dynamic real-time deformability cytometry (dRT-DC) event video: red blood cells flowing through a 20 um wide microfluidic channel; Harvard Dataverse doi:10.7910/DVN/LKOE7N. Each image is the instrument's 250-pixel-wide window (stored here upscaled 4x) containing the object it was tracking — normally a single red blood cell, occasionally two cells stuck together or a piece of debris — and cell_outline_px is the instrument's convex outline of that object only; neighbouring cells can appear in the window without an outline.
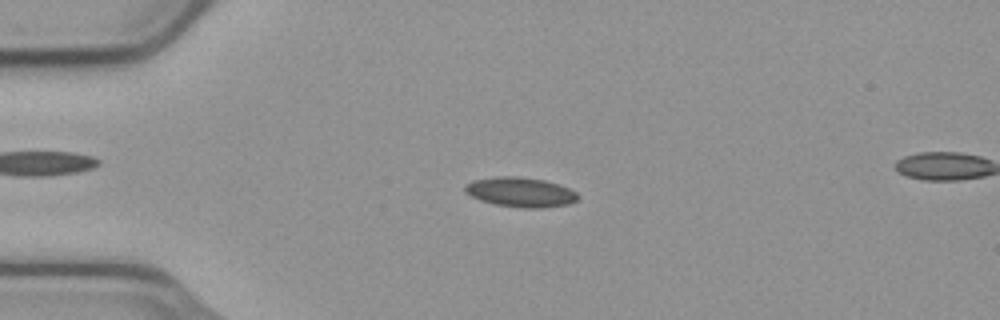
{"species": "common noctule bat (a hibernating species)", "species_latin": "Nyctalus noctula", "temperature_condition": "cold", "stored_images_in_passage": 55, "camera_frame_rate_fps": 3000, "um_per_image_px": 0.085, "animal": {"sex": "male", "body_mass_g": 23.1, "forearm_length_mm": 52.7}, "frame": {"image": 1, "passage_image": 13, "time_ms": 4.0, "image_size_px": [1000, 320], "cell_outline_px": [[580, 196], [576, 200], [568, 204], [544, 208], [524, 208], [496, 204], [480, 200], [464, 192], [464, 184], [472, 180], [496, 176], [516, 176], [544, 180], [568, 188], [576, 192]], "centroid_in_image_um": [44.21, 16.33], "position_along_channel_um": 40.8, "area_um2": 19.54}}
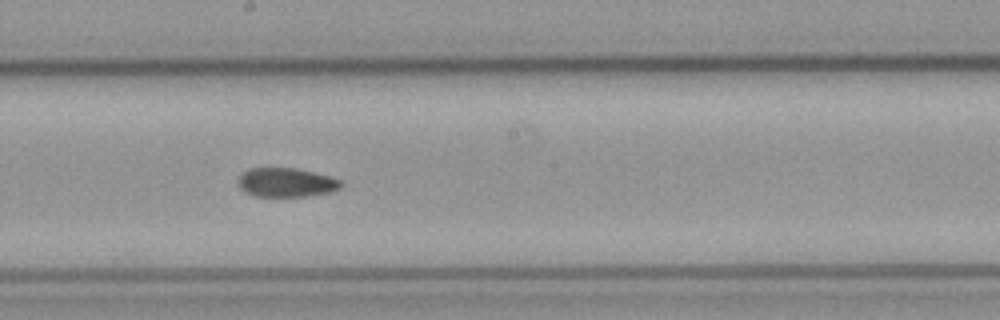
{"frame": {"image": 2, "passage_image": 30, "time_ms": 9.667, "image_size_px": [1000, 320], "cell_outline_px": [[344, 184], [340, 188], [332, 192], [308, 196], [256, 196], [244, 192], [240, 188], [236, 180], [248, 168], [296, 168], [328, 176], [340, 180]], "centroid_in_image_um": [24.32, 15.51], "position_along_channel_um": 223.9, "area_um2": 17.46}}
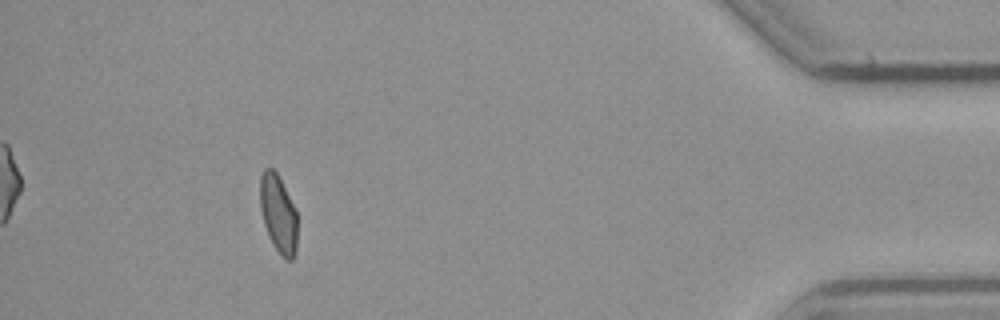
{"frame": {"image": 3, "passage_image": 50, "time_ms": 16.333, "image_size_px": [1000, 320], "cell_outline_px": [[296, 252], [292, 260], [288, 260], [280, 256], [272, 244], [268, 236], [264, 224], [260, 208], [260, 176], [264, 168], [272, 168], [276, 172], [296, 208]], "centroid_in_image_um": [23.64, 18.19], "position_along_channel_um": 411.6, "area_um2": 17.05}}